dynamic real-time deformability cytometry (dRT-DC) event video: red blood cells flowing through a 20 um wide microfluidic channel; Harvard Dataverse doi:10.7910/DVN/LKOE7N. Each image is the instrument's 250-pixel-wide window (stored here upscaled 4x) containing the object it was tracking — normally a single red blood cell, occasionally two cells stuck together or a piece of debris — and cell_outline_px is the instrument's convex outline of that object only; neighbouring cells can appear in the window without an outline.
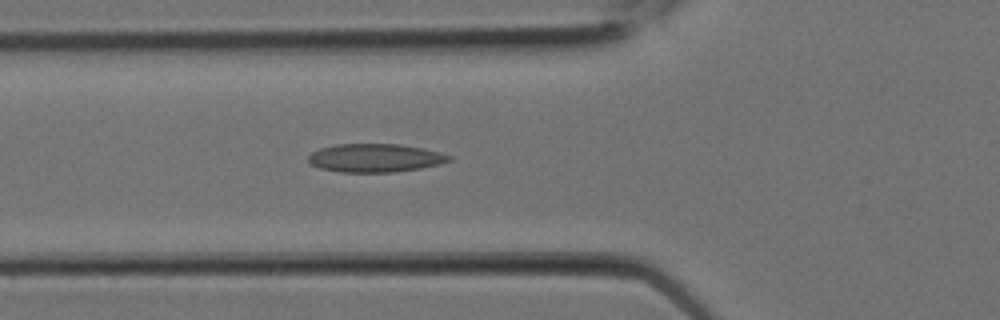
{"species": "Egyptian fruit bat (a non-hibernating species)", "species_latin": "Rousettus aegyptiacus", "temperature_condition": "room temperature", "stored_images_in_passage": 5, "camera_frame_rate_fps": 3000, "um_per_image_px": 0.085, "animal": {"sex": "female"}, "frame": {"image": 1, "passage_image": 5, "time_ms": 1.333, "image_size_px": [1000, 320], "cell_outline_px": [[452, 160], [440, 164], [420, 168], [392, 172], [340, 172], [320, 168], [312, 164], [308, 160], [308, 156], [312, 152], [320, 148], [336, 144], [400, 144], [424, 148], [440, 152], [452, 156]], "centroid_in_image_um": [31.91, 13.42], "position_along_channel_um": 93.9, "area_um2": 23.29}}